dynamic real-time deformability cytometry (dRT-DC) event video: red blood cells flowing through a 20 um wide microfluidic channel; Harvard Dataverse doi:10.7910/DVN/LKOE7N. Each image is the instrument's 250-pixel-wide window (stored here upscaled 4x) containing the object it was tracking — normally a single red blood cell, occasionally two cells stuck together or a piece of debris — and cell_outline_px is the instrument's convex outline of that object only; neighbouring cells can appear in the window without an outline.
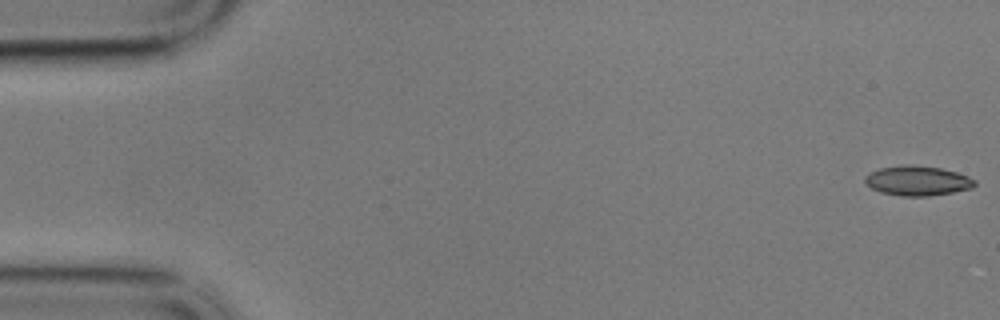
{"species": "common noctule bat (a hibernating species)", "species_latin": "Nyctalus noctula", "temperature_condition": "cold", "stored_images_in_passage": 58, "camera_frame_rate_fps": 3000, "um_per_image_px": 0.085, "animal": {"sex": "male", "body_mass_g": 17.9}, "frame": {"image": 1, "passage_image": 1, "time_ms": 0.0, "image_size_px": [1000, 320], "cell_outline_px": [[976, 184], [972, 188], [952, 192], [928, 196], [900, 196], [880, 192], [864, 184], [864, 176], [868, 172], [880, 168], [904, 164], [912, 164], [940, 168], [956, 172], [968, 176], [976, 180]], "centroid_in_image_um": [77.94, 15.35], "position_along_channel_um": 7.1, "area_um2": 19.25}}
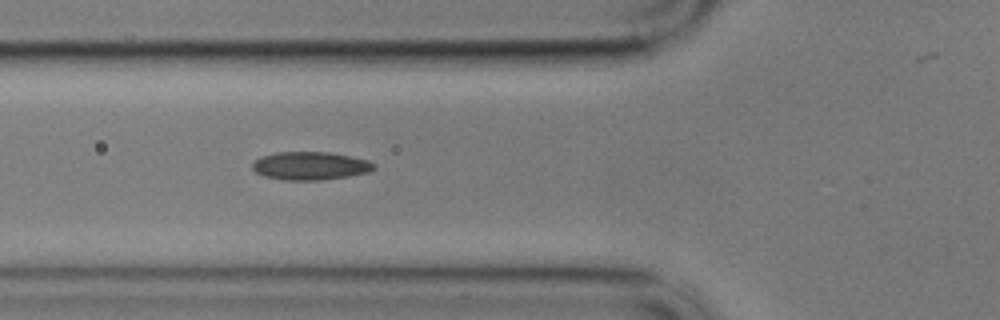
{"frame": {"image": 2, "passage_image": 21, "time_ms": 6.667, "image_size_px": [1000, 320], "cell_outline_px": [[376, 168], [368, 172], [348, 176], [320, 180], [284, 180], [264, 176], [256, 172], [252, 168], [252, 164], [260, 156], [276, 152], [328, 152], [352, 156], [368, 160], [376, 164]], "centroid_in_image_um": [26.38, 14.09], "position_along_channel_um": 99.4, "area_um2": 20.0}}
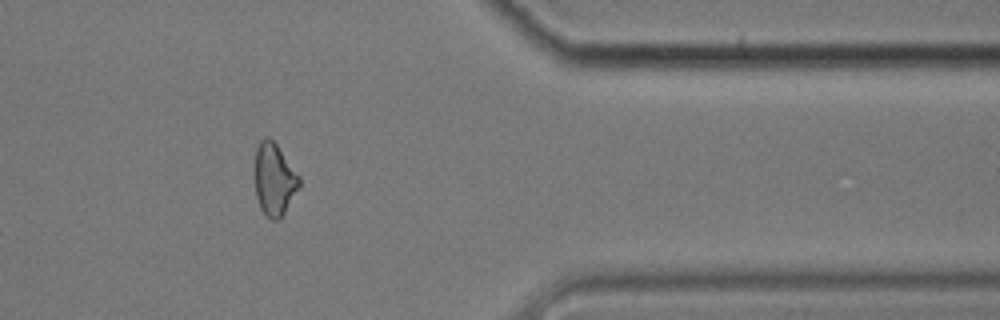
{"frame": {"image": 3, "passage_image": 48, "time_ms": 15.667, "image_size_px": [1000, 320], "cell_outline_px": [[300, 188], [280, 220], [272, 220], [260, 208], [256, 196], [256, 148], [260, 140], [264, 136], [268, 136], [276, 144], [300, 176]], "centroid_in_image_um": [23.34, 15.26], "position_along_channel_um": 388.1, "area_um2": 18.67}, "authors_computed_cell_mechanics": {"area_um2": 19.3052, "velocity_mm_per_s": 3.4162, "shape_relaxation_time_tau1_ms": 8.7494, "shape_relaxation_time_tau2_ms": 5.5728, "deformation_change_tau1": 0.1441, "deformation_change_tau2": 0.1129}}